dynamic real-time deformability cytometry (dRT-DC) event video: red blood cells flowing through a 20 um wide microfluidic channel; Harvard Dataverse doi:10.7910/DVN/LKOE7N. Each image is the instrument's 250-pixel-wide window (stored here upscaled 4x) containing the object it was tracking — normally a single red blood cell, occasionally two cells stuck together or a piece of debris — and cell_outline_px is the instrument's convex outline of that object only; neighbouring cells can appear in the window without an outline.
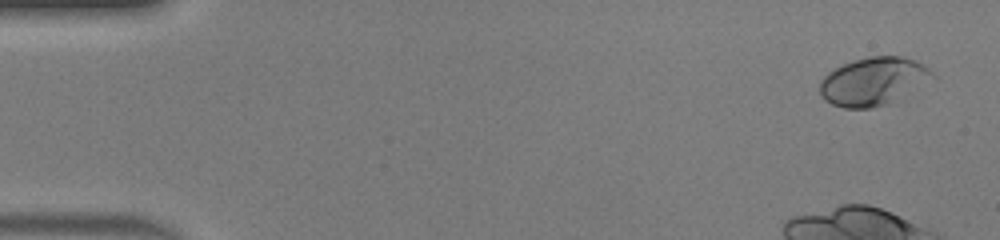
{"species": "human", "species_latin": "Homo sapiens", "temperature_condition": "warm", "stored_images_in_passage": 19, "camera_frame_rate_fps": 3000, "um_per_image_px": 0.085, "donor": {"sex": "male"}, "frame": {"image": 1, "passage_image": 2, "time_ms": 0.333, "image_size_px": [1000, 240], "cell_outline_px": [[936, 76], [888, 104], [868, 108], [844, 108], [832, 104], [824, 100], [820, 96], [820, 80], [828, 72], [844, 64], [868, 56], [900, 56], [916, 60], [928, 68]], "centroid_in_image_um": [74.19, 6.91], "position_along_channel_um": 10.8, "area_um2": 31.15}}